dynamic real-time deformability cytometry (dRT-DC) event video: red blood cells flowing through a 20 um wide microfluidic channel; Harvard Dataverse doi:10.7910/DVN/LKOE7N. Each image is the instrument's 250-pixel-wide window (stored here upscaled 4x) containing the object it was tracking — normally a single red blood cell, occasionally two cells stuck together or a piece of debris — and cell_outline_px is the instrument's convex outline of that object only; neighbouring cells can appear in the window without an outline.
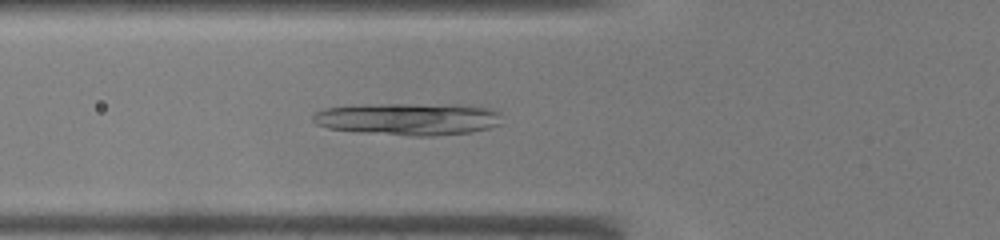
{"species": "common noctule bat (a hibernating species)", "species_latin": "Nyctalus noctula", "temperature_condition": "warm", "stored_images_in_passage": 31, "camera_frame_rate_fps": 3000, "um_per_image_px": 0.085, "animal": {"sex": "male", "body_mass_g": 19.0, "forearm_length_mm": 50.8}, "frame": {"image": 1, "passage_image": 3, "time_ms": 0.667, "image_size_px": [1000, 240], "cell_outline_px": [[500, 124], [488, 128], [472, 132], [436, 136], [408, 136], [356, 132], [328, 128], [316, 124], [312, 120], [312, 116], [316, 112], [324, 108], [384, 104], [452, 104], [488, 108], [500, 112]], "centroid_in_image_um": [34.71, 10.13], "position_along_channel_um": 91.1, "area_um2": 35.6}}
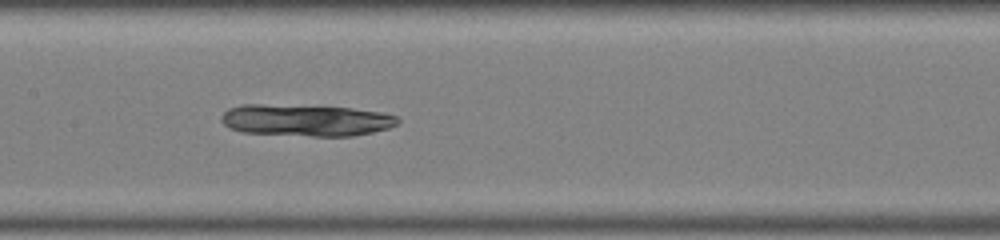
{"frame": {"image": 2, "passage_image": 9, "time_ms": 2.667, "image_size_px": [1000, 240], "cell_outline_px": [[400, 120], [396, 124], [388, 128], [372, 132], [352, 136], [312, 136], [240, 132], [228, 128], [220, 120], [220, 116], [228, 108], [240, 104], [260, 104], [352, 108], [380, 112], [396, 116]], "centroid_in_image_um": [25.94, 10.22], "position_along_channel_um": 181.5, "area_um2": 32.66}}
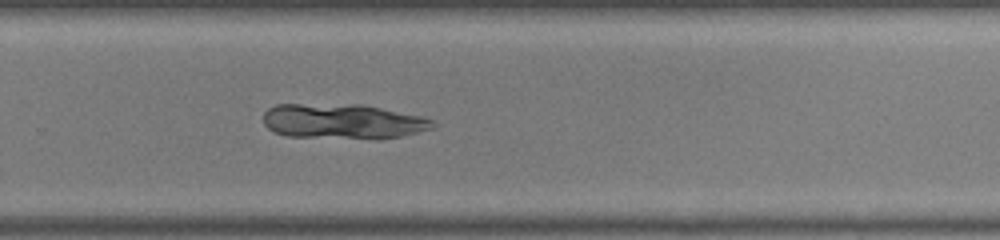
{"frame": {"image": 3, "passage_image": 17, "time_ms": 5.333, "image_size_px": [1000, 240], "cell_outline_px": [[436, 124], [432, 128], [400, 136], [380, 140], [376, 140], [288, 136], [276, 132], [268, 128], [264, 124], [264, 112], [268, 108], [276, 104], [364, 104], [424, 116], [432, 120]], "centroid_in_image_um": [29.17, 10.32], "position_along_channel_um": 300.6, "area_um2": 35.2}}